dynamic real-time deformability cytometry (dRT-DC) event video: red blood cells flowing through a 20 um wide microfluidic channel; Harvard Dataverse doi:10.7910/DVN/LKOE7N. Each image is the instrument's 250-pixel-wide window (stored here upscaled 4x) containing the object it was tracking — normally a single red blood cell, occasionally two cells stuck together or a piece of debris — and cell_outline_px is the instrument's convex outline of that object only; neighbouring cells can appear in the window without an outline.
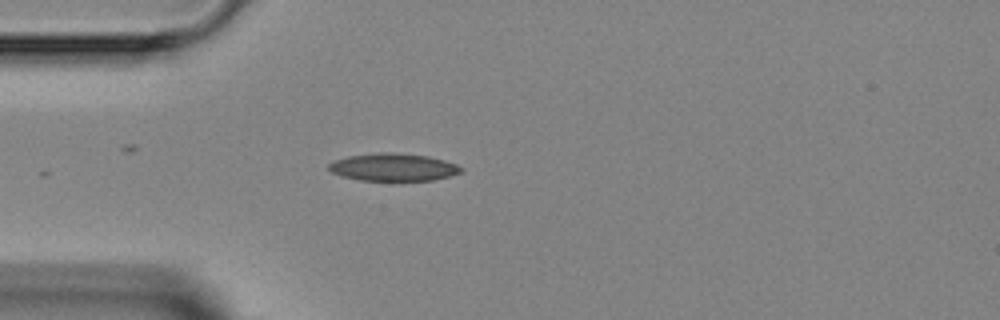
{"species": "Egyptian fruit bat (a non-hibernating species)", "species_latin": "Rousettus aegyptiacus", "temperature_condition": "room temperature", "stored_images_in_passage": 3, "camera_frame_rate_fps": 3000, "um_per_image_px": 0.085, "animal": {"sex": "female"}, "frame": {"image": 1, "passage_image": 3, "time_ms": 2.333, "image_size_px": [1000, 320], "cell_outline_px": [[464, 168], [460, 172], [448, 176], [432, 180], [360, 180], [340, 176], [332, 172], [328, 168], [328, 164], [336, 160], [348, 156], [380, 152], [392, 152], [428, 156], [444, 160], [456, 164]], "centroid_in_image_um": [33.41, 14.2], "position_along_channel_um": 51.6, "area_um2": 21.1}}